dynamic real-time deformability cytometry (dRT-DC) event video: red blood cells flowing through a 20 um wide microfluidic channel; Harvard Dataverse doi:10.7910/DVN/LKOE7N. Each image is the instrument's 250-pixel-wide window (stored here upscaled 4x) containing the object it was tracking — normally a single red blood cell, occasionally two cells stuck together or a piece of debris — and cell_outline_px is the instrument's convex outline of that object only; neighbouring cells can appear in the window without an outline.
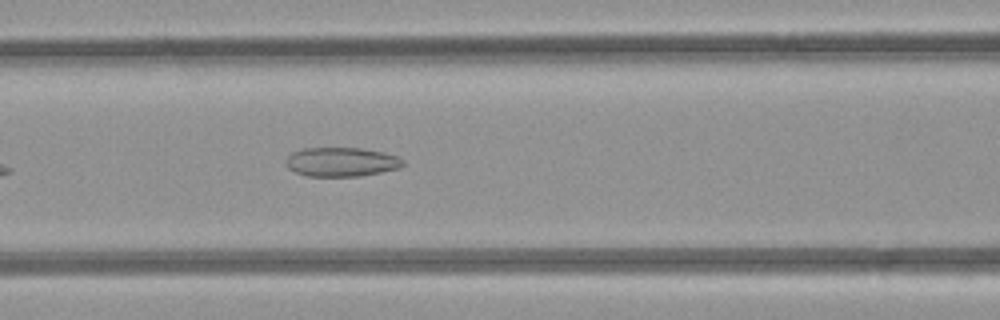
{"species": "common noctule bat (a hibernating species)", "species_latin": "Nyctalus noctula", "temperature_condition": "room temperature", "stored_images_in_passage": 3, "camera_frame_rate_fps": 3000, "um_per_image_px": 0.085, "animal": {"sex": "female", "body_mass_g": 21.9}, "frame": {"image": 1, "passage_image": 3, "time_ms": 2.333, "image_size_px": [1000, 320], "cell_outline_px": [[404, 164], [400, 168], [360, 176], [308, 176], [296, 172], [288, 168], [284, 164], [284, 160], [292, 152], [304, 148], [360, 148], [384, 152], [396, 156], [404, 160]], "centroid_in_image_um": [29.0, 13.76], "position_along_channel_um": 137.6, "area_um2": 19.94}}